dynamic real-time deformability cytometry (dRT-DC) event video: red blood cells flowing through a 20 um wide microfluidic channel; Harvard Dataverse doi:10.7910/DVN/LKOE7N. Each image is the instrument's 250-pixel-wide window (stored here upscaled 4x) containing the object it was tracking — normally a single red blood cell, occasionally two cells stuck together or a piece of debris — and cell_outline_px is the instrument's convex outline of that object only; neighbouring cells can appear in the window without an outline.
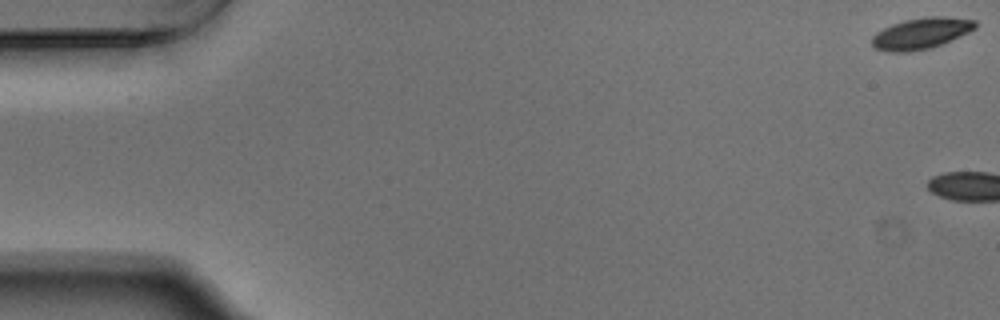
{"species": "Egyptian fruit bat (a non-hibernating species)", "species_latin": "Rousettus aegyptiacus", "temperature_condition": "warm", "stored_images_in_passage": 4, "camera_frame_rate_fps": 3000, "um_per_image_px": 0.085, "animal": {"sex": "male"}, "frame": {"image": 1, "passage_image": 1, "time_ms": 0.0, "image_size_px": [1000, 320], "cell_outline_px": [[976, 28], [968, 32], [932, 48], [912, 52], [888, 52], [876, 48], [872, 44], [872, 36], [876, 32], [892, 24], [904, 20], [928, 16], [944, 16], [976, 20]], "centroid_in_image_um": [78.28, 2.84], "position_along_channel_um": 6.7, "area_um2": 18.79}}